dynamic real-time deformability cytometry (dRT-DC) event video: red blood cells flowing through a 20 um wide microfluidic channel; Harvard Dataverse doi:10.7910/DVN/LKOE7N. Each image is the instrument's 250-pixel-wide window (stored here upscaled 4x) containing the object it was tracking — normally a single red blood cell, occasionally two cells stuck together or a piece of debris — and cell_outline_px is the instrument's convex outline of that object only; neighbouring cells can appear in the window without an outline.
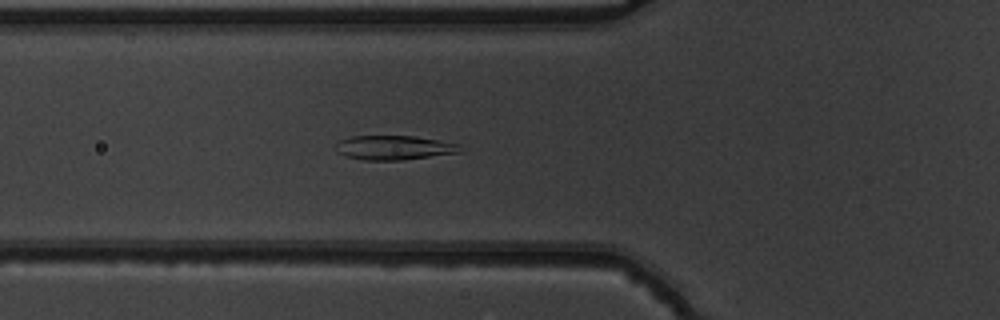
{"species": "common noctule bat (a hibernating species)", "species_latin": "Nyctalus noctula", "temperature_condition": "warm", "stored_images_in_passage": 53, "camera_frame_rate_fps": 3000, "um_per_image_px": 0.085, "animal": {"sex": "male", "body_mass_g": 19.5, "forearm_length_mm": 54.6}, "frame": {"image": 1, "passage_image": 20, "time_ms": 6.333, "image_size_px": [1000, 320], "cell_outline_px": [[460, 152], [404, 160], [364, 160], [344, 156], [336, 152], [336, 144], [340, 140], [352, 136], [412, 136], [460, 144]], "centroid_in_image_um": [33.44, 12.56], "position_along_channel_um": 92.4, "area_um2": 17.51}}
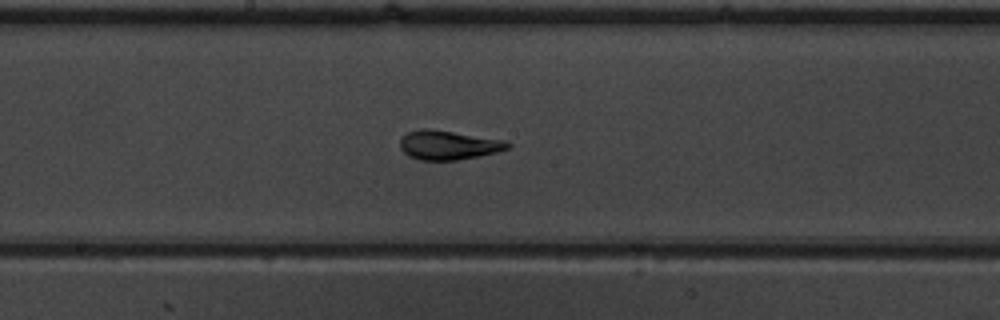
{"frame": {"image": 2, "passage_image": 29, "time_ms": 9.333, "image_size_px": [1000, 320], "cell_outline_px": [[512, 144], [508, 148], [496, 152], [480, 156], [456, 160], [420, 160], [408, 156], [400, 148], [400, 140], [408, 132], [420, 128], [428, 128], [504, 140]], "centroid_in_image_um": [38.09, 12.33], "position_along_channel_um": 210.1, "area_um2": 18.21}}
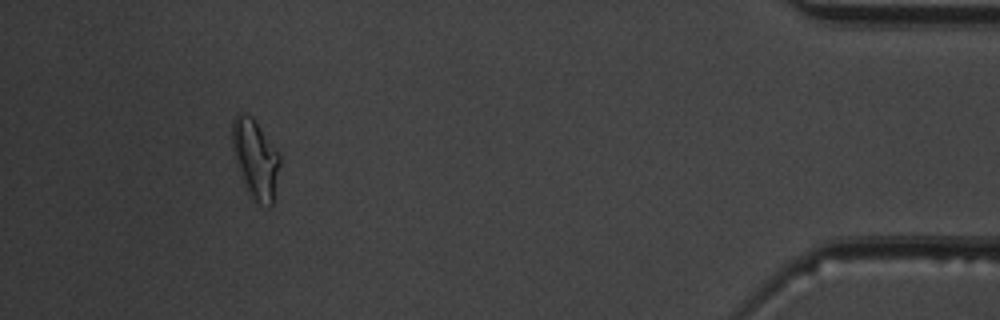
{"frame": {"image": 3, "passage_image": 49, "time_ms": 16.0, "image_size_px": [1000, 320], "cell_outline_px": [[280, 164], [272, 204], [268, 208], [252, 200], [248, 196], [232, 148], [232, 120], [240, 112], [252, 116], [280, 152]], "centroid_in_image_um": [21.72, 13.51], "position_along_channel_um": 413.5, "area_um2": 22.08}, "authors_computed_cell_mechanics": {"area_um2": 19.0162, "velocity_mm_per_s": 3.9131, "shape_relaxation_time_tau1_ms": 5.6988, "shape_relaxation_time_tau2_ms": 1.0238, "deformation_change_tau1": 0.1977, "deformation_change_tau2": 0.0585}}